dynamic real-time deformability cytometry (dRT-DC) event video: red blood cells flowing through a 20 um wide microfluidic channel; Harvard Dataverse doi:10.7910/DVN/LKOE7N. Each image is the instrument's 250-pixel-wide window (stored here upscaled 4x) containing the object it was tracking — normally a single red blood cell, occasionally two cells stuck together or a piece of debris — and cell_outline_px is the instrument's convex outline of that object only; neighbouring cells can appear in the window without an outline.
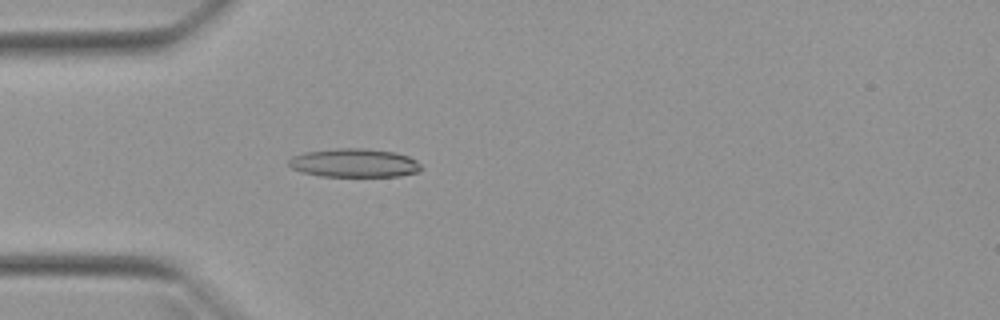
{"species": "Egyptian fruit bat (a non-hibernating species)", "species_latin": "Rousettus aegyptiacus", "temperature_condition": "warm", "stored_images_in_passage": 51, "camera_frame_rate_fps": 3000, "um_per_image_px": 0.085, "animal": {"sex": "female"}, "frame": {"image": 1, "passage_image": 15, "time_ms": 4.667, "image_size_px": [1000, 320], "cell_outline_px": [[424, 168], [420, 172], [400, 176], [320, 176], [304, 172], [292, 168], [288, 164], [288, 160], [292, 156], [304, 152], [336, 148], [364, 148], [396, 152], [408, 156], [416, 160]], "centroid_in_image_um": [30.15, 13.84], "position_along_channel_um": 54.8, "area_um2": 22.25}}
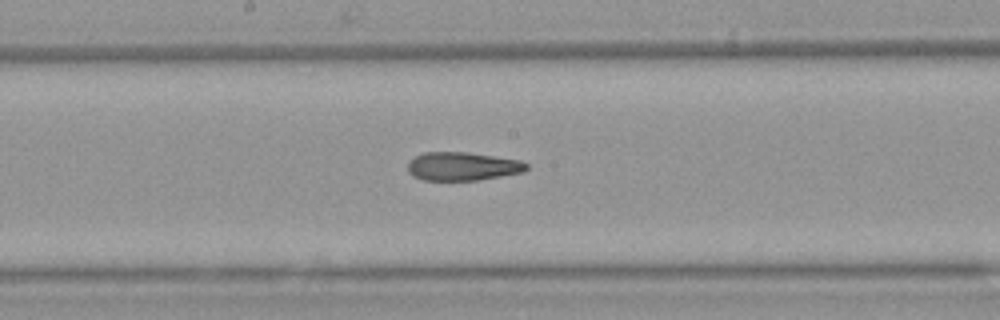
{"frame": {"image": 2, "passage_image": 27, "time_ms": 8.667, "image_size_px": [1000, 320], "cell_outline_px": [[528, 168], [524, 172], [476, 180], [424, 180], [412, 176], [408, 172], [408, 160], [424, 152], [468, 152], [520, 160], [528, 164]], "centroid_in_image_um": [39.29, 14.13], "position_along_channel_um": 208.9, "area_um2": 19.71}}
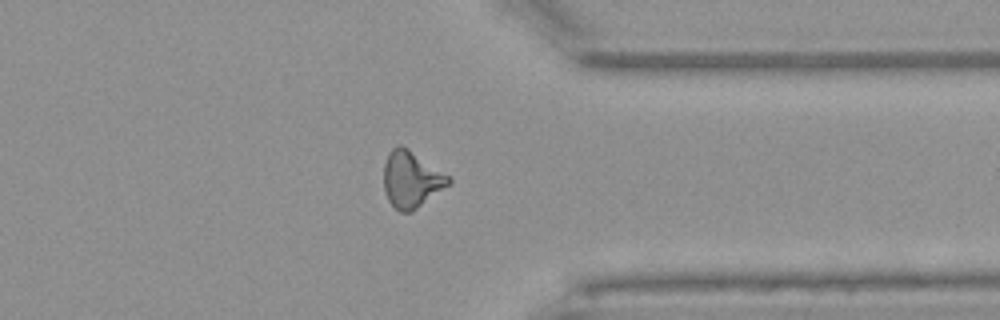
{"frame": {"image": 3, "passage_image": 40, "time_ms": 13.0, "image_size_px": [1000, 320], "cell_outline_px": [[452, 180], [448, 184], [412, 212], [400, 212], [388, 200], [384, 192], [384, 164], [388, 152], [396, 144], [400, 144], [408, 148], [448, 176]], "centroid_in_image_um": [34.9, 15.23], "position_along_channel_um": 376.5, "area_um2": 20.98}, "authors_computed_cell_mechanics": {"area_um2": 20.6924, "velocity_mm_per_s": 4.0092, "shape_relaxation_time_tau1_ms": null, "shape_relaxation_time_tau2_ms": 3.6691, "deformation_change_tau1": null, "deformation_change_tau2": 0.1407}}